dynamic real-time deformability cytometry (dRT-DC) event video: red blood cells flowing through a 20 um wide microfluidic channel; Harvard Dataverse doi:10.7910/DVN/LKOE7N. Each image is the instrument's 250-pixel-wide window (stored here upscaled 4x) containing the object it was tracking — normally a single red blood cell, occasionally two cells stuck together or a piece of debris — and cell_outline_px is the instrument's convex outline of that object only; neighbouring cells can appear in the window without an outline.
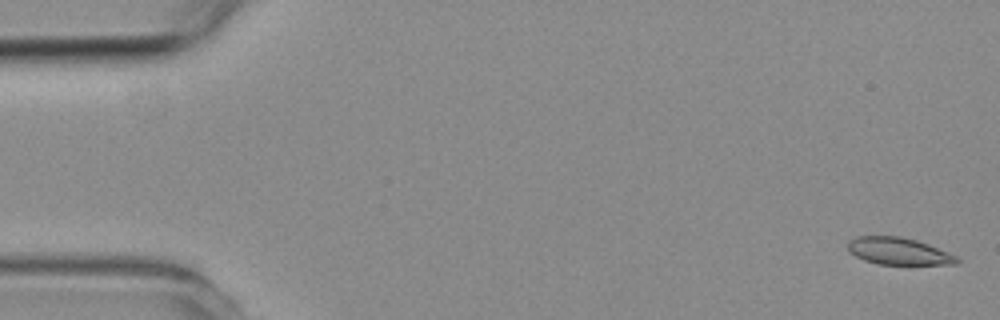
{"species": "common noctule bat (a hibernating species)", "species_latin": "Nyctalus noctula", "temperature_condition": "room temperature", "stored_images_in_passage": 5, "camera_frame_rate_fps": 3000, "um_per_image_px": 0.085, "animal": {"sex": "female", "body_mass_g": 19.3, "forearm_length_mm": 54.1}, "frame": {"image": 1, "passage_image": 1, "time_ms": 0.0, "image_size_px": [1000, 320], "cell_outline_px": [[960, 260], [956, 264], [908, 268], [876, 264], [864, 260], [848, 252], [848, 240], [856, 236], [900, 236], [916, 240], [928, 244], [948, 252], [956, 256]], "centroid_in_image_um": [76.42, 21.42], "position_along_channel_um": 8.6, "area_um2": 18.38}}
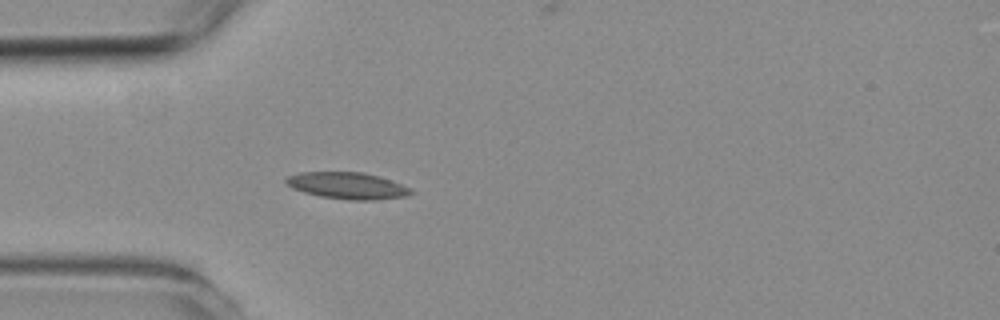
{"frame": {"image": 2, "passage_image": 5, "time_ms": 4.667, "image_size_px": [1000, 320], "cell_outline_px": [[416, 192], [408, 196], [376, 200], [348, 200], [320, 196], [304, 192], [292, 188], [284, 180], [288, 176], [300, 172], [364, 172], [380, 176], [412, 188]], "centroid_in_image_um": [29.59, 15.78], "position_along_channel_um": 55.4, "area_um2": 19.59}}